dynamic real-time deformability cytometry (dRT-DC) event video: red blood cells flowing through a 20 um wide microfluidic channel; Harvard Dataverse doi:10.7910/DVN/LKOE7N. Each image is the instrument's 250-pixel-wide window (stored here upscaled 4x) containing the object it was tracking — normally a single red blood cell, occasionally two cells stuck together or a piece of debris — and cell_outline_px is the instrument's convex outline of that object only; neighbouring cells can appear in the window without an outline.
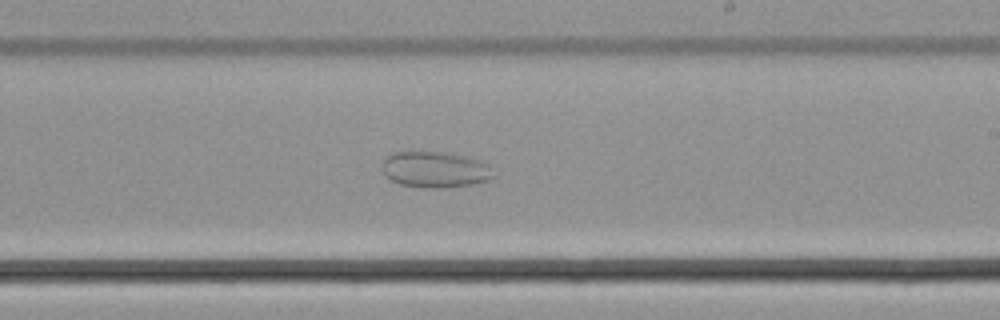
{"species": "common noctule bat (a hibernating species)", "species_latin": "Nyctalus noctula", "temperature_condition": "cold", "stored_images_in_passage": 43, "camera_frame_rate_fps": 3000, "um_per_image_px": 0.085, "animal": {"sex": "male", "body_mass_g": 21.5, "forearm_length_mm": 52.0}, "frame": {"image": 1, "passage_image": 28, "time_ms": 9.0, "image_size_px": [1000, 320], "cell_outline_px": [[496, 176], [488, 180], [472, 184], [440, 188], [432, 188], [400, 184], [384, 176], [384, 160], [388, 156], [396, 152], [448, 152], [480, 160], [488, 164]], "centroid_in_image_um": [37.03, 14.41], "position_along_channel_um": 252.0, "area_um2": 23.18}}
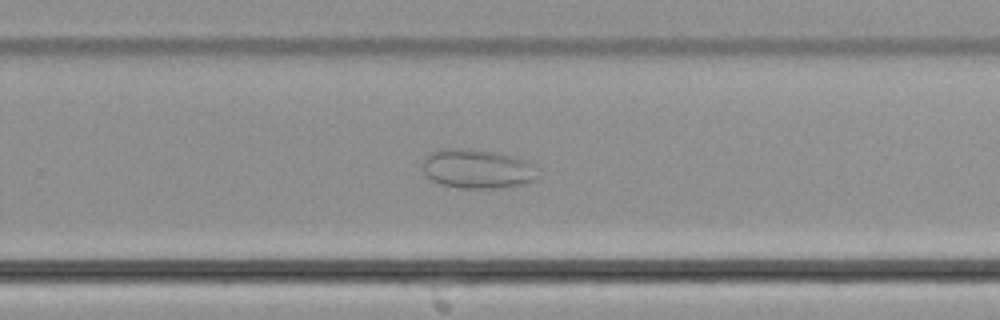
{"frame": {"image": 2, "passage_image": 31, "time_ms": 10.0, "image_size_px": [1000, 320], "cell_outline_px": [[536, 180], [520, 184], [500, 188], [456, 188], [440, 184], [432, 180], [424, 172], [420, 164], [424, 156], [428, 152], [444, 148], [472, 148], [500, 152], [516, 156], [536, 164]], "centroid_in_image_um": [40.54, 14.32], "position_along_channel_um": 289.3, "area_um2": 27.11}}
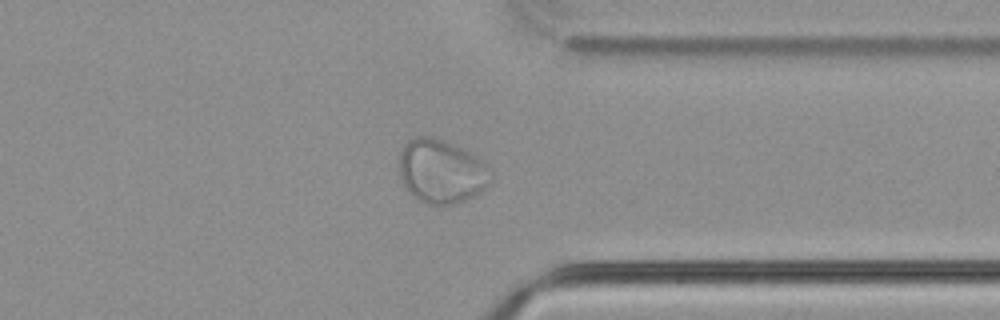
{"frame": {"image": 3, "passage_image": 38, "time_ms": 12.333, "image_size_px": [1000, 320], "cell_outline_px": [[496, 176], [480, 192], [468, 200], [444, 208], [428, 204], [412, 196], [404, 188], [400, 172], [400, 148], [408, 140], [416, 136], [432, 136], [456, 144], [464, 148], [476, 156]], "centroid_in_image_um": [37.53, 14.59], "position_along_channel_um": 373.9, "area_um2": 34.97}}